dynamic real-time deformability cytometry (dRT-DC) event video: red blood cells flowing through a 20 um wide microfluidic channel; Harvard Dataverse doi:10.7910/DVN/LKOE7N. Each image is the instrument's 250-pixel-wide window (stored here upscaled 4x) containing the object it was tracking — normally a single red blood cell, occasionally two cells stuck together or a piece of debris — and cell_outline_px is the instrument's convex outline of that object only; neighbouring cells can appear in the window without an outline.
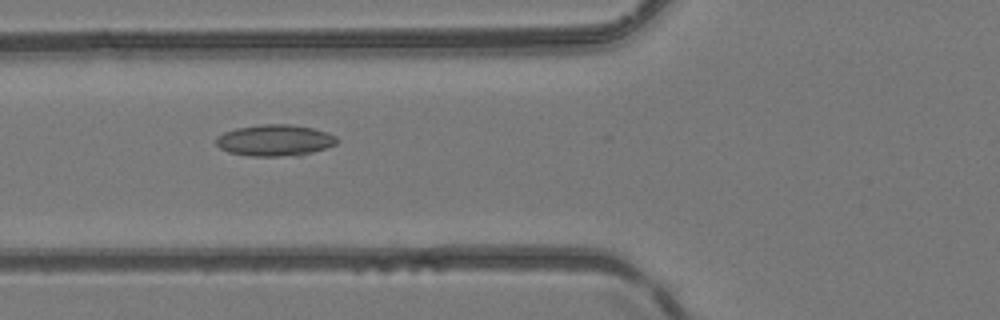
{"species": "common noctule bat (a hibernating species)", "species_latin": "Nyctalus noctula", "temperature_condition": "room temperature", "stored_images_in_passage": 7, "camera_frame_rate_fps": 3000, "um_per_image_px": 0.085, "animal": {"sex": "female", "body_mass_g": 24.6, "forearm_length_mm": 56.2}, "frame": {"image": 1, "passage_image": 6, "time_ms": 5.667, "image_size_px": [1000, 320], "cell_outline_px": [[340, 140], [336, 144], [300, 156], [248, 156], [228, 152], [220, 148], [216, 144], [216, 136], [224, 132], [236, 128], [264, 124], [288, 124], [312, 128], [328, 132], [336, 136]], "centroid_in_image_um": [23.36, 11.93], "position_along_channel_um": 102.4, "area_um2": 22.25}}
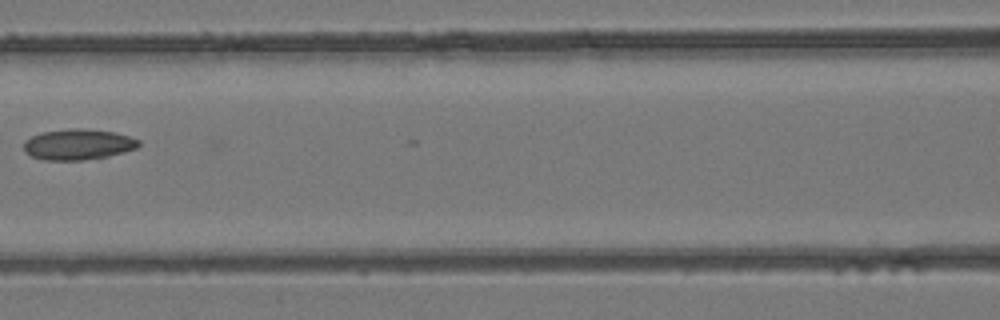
{"frame": {"image": 2, "passage_image": 7, "time_ms": 7.0, "image_size_px": [1000, 320], "cell_outline_px": [[140, 144], [136, 148], [124, 152], [108, 156], [80, 160], [44, 160], [32, 156], [24, 152], [24, 140], [40, 132], [72, 128], [80, 128], [116, 132], [140, 140]], "centroid_in_image_um": [6.62, 12.27], "position_along_channel_um": 160.0, "area_um2": 20.63}}